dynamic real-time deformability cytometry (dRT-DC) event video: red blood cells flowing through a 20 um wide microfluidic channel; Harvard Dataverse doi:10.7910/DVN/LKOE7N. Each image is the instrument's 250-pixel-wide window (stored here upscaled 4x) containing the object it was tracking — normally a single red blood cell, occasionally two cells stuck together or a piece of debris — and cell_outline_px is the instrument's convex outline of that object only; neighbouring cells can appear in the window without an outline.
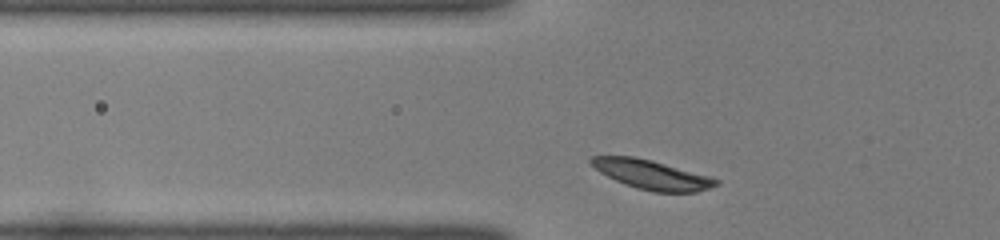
{"species": "common noctule bat (a hibernating species)", "species_latin": "Nyctalus noctula", "temperature_condition": "room temperature", "stored_images_in_passage": 31, "camera_frame_rate_fps": 3000, "um_per_image_px": 0.085, "animal": {"sex": "female", "body_mass_g": 22.0, "forearm_length_mm": 56.7}, "frame": {"image": 1, "passage_image": 5, "time_ms": 1.333, "image_size_px": [1000, 240], "cell_outline_px": [[720, 184], [696, 192], [652, 192], [636, 188], [624, 184], [600, 172], [588, 160], [592, 156], [632, 156], [652, 160], [708, 176], [720, 180]], "centroid_in_image_um": [55.4, 14.85], "position_along_channel_um": 70.4, "area_um2": 21.1}}
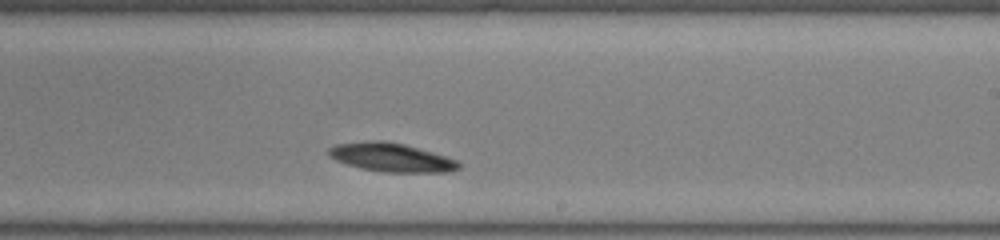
{"frame": {"image": 2, "passage_image": 20, "time_ms": 6.333, "image_size_px": [1000, 240], "cell_outline_px": [[460, 168], [448, 172], [384, 172], [360, 168], [336, 160], [328, 156], [328, 148], [336, 144], [368, 140], [384, 140], [404, 144], [460, 160]], "centroid_in_image_um": [33.27, 13.37], "position_along_channel_um": 255.7, "area_um2": 21.85}}
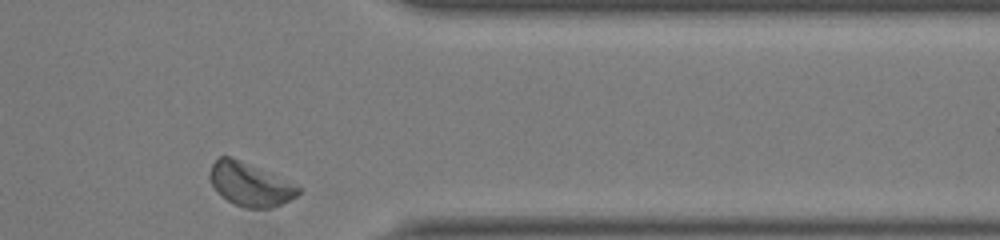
{"frame": {"image": 3, "passage_image": 31, "time_ms": 10.0, "image_size_px": [1000, 240], "cell_outline_px": [[300, 192], [296, 196], [272, 208], [244, 208], [220, 196], [212, 184], [208, 176], [208, 172], [212, 164], [220, 156], [228, 156], [256, 168], [300, 188]], "centroid_in_image_um": [21.16, 15.7], "position_along_channel_um": 390.2, "area_um2": 21.44}, "authors_computed_cell_mechanics": {"area_um2": 21.5594, "velocity_mm_per_s": 3.7836, "shape_relaxation_time_tau1_ms": 0.3924, "shape_relaxation_time_tau2_ms": null, "deformation_change_tau1": 0.0772, "deformation_change_tau2": null}}